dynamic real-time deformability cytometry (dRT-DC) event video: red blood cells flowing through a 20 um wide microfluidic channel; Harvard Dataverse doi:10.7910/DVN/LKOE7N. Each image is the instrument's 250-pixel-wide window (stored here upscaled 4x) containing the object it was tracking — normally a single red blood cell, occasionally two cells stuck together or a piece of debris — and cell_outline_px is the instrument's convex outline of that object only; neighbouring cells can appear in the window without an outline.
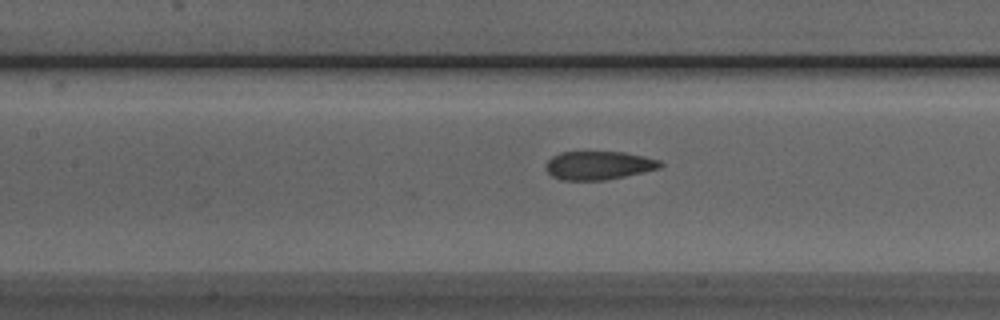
{"species": "Egyptian fruit bat (a non-hibernating species)", "species_latin": "Rousettus aegyptiacus", "temperature_condition": "room temperature", "stored_images_in_passage": 36, "camera_frame_rate_fps": 3000, "um_per_image_px": 0.085, "animal": {"sex": "male"}, "frame": {"image": 1, "passage_image": 13, "time_ms": 4.0, "image_size_px": [1000, 320], "cell_outline_px": [[664, 164], [660, 168], [624, 176], [604, 180], [560, 180], [552, 176], [544, 168], [544, 164], [552, 156], [560, 152], [624, 152], [644, 156], [660, 160]], "centroid_in_image_um": [50.85, 14.05], "position_along_channel_um": 156.5, "area_um2": 19.07}}
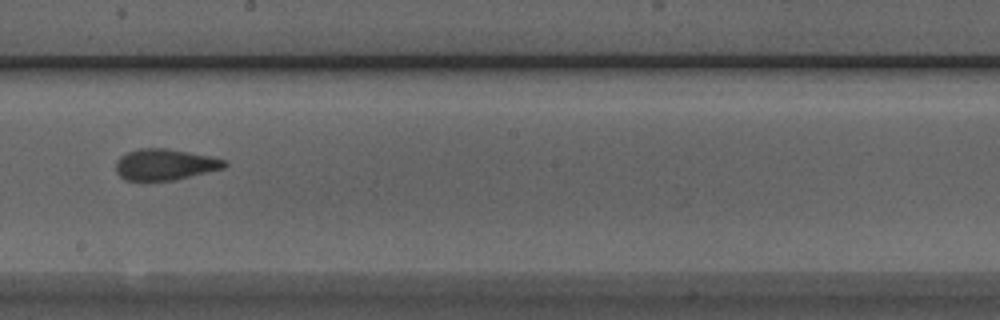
{"frame": {"image": 2, "passage_image": 19, "time_ms": 6.0, "image_size_px": [1000, 320], "cell_outline_px": [[228, 164], [224, 168], [176, 180], [124, 180], [116, 172], [116, 160], [120, 156], [136, 148], [164, 148], [212, 156], [228, 160]], "centroid_in_image_um": [14.04, 13.98], "position_along_channel_um": 234.2, "area_um2": 19.88}}
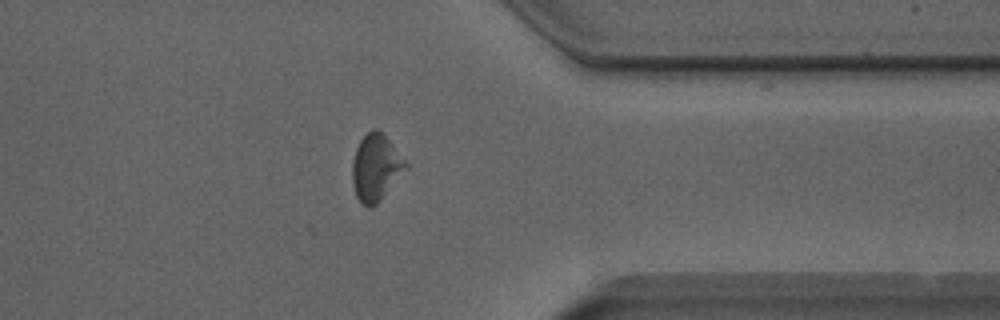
{"frame": {"image": 3, "passage_image": 31, "time_ms": 10.0, "image_size_px": [1000, 320], "cell_outline_px": [[408, 168], [380, 200], [372, 208], [368, 208], [360, 204], [356, 196], [352, 180], [352, 164], [356, 148], [360, 140], [372, 128], [376, 128], [388, 140], [408, 164]], "centroid_in_image_um": [31.93, 14.28], "position_along_channel_um": 379.5, "area_um2": 20.58}}